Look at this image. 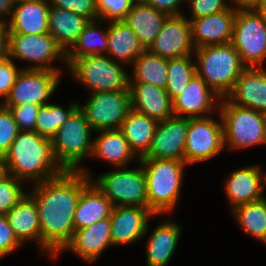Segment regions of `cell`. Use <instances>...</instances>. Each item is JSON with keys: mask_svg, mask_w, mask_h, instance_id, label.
Here are the masks:
<instances>
[{"mask_svg": "<svg viewBox=\"0 0 266 266\" xmlns=\"http://www.w3.org/2000/svg\"><path fill=\"white\" fill-rule=\"evenodd\" d=\"M87 169L64 171L33 185L29 195L38 208L41 251L56 259L75 232L74 212L82 190L91 182Z\"/></svg>", "mask_w": 266, "mask_h": 266, "instance_id": "6da1fadb", "label": "cell"}, {"mask_svg": "<svg viewBox=\"0 0 266 266\" xmlns=\"http://www.w3.org/2000/svg\"><path fill=\"white\" fill-rule=\"evenodd\" d=\"M4 158L8 175L23 182L41 183L65 171L54 156L52 140L35 131H19Z\"/></svg>", "mask_w": 266, "mask_h": 266, "instance_id": "7a4b0ae2", "label": "cell"}, {"mask_svg": "<svg viewBox=\"0 0 266 266\" xmlns=\"http://www.w3.org/2000/svg\"><path fill=\"white\" fill-rule=\"evenodd\" d=\"M146 178L148 208L157 216L171 212L179 200L185 161L140 158Z\"/></svg>", "mask_w": 266, "mask_h": 266, "instance_id": "3957f363", "label": "cell"}, {"mask_svg": "<svg viewBox=\"0 0 266 266\" xmlns=\"http://www.w3.org/2000/svg\"><path fill=\"white\" fill-rule=\"evenodd\" d=\"M194 54L196 74L221 98L231 92L247 68L232 43L196 48Z\"/></svg>", "mask_w": 266, "mask_h": 266, "instance_id": "277c9868", "label": "cell"}, {"mask_svg": "<svg viewBox=\"0 0 266 266\" xmlns=\"http://www.w3.org/2000/svg\"><path fill=\"white\" fill-rule=\"evenodd\" d=\"M223 125L224 146L246 149L266 144V114L221 98L218 112Z\"/></svg>", "mask_w": 266, "mask_h": 266, "instance_id": "5b68a950", "label": "cell"}, {"mask_svg": "<svg viewBox=\"0 0 266 266\" xmlns=\"http://www.w3.org/2000/svg\"><path fill=\"white\" fill-rule=\"evenodd\" d=\"M66 60L71 76L91 93L129 90L131 75L126 73L123 63L116 62L107 55Z\"/></svg>", "mask_w": 266, "mask_h": 266, "instance_id": "8992f818", "label": "cell"}, {"mask_svg": "<svg viewBox=\"0 0 266 266\" xmlns=\"http://www.w3.org/2000/svg\"><path fill=\"white\" fill-rule=\"evenodd\" d=\"M92 128L77 107L52 139L53 153L66 171H80L81 162L92 153Z\"/></svg>", "mask_w": 266, "mask_h": 266, "instance_id": "52a82bcc", "label": "cell"}, {"mask_svg": "<svg viewBox=\"0 0 266 266\" xmlns=\"http://www.w3.org/2000/svg\"><path fill=\"white\" fill-rule=\"evenodd\" d=\"M138 164L136 169L118 167L91 181L113 206L148 207L145 173L139 160Z\"/></svg>", "mask_w": 266, "mask_h": 266, "instance_id": "ba28073f", "label": "cell"}, {"mask_svg": "<svg viewBox=\"0 0 266 266\" xmlns=\"http://www.w3.org/2000/svg\"><path fill=\"white\" fill-rule=\"evenodd\" d=\"M231 43L246 67H262L266 59V16L237 10Z\"/></svg>", "mask_w": 266, "mask_h": 266, "instance_id": "9c48e42d", "label": "cell"}, {"mask_svg": "<svg viewBox=\"0 0 266 266\" xmlns=\"http://www.w3.org/2000/svg\"><path fill=\"white\" fill-rule=\"evenodd\" d=\"M8 57L33 62L24 69L50 70L62 73L52 63L61 60L67 66L66 52L49 34L9 33ZM35 63V64H34Z\"/></svg>", "mask_w": 266, "mask_h": 266, "instance_id": "30bf717a", "label": "cell"}, {"mask_svg": "<svg viewBox=\"0 0 266 266\" xmlns=\"http://www.w3.org/2000/svg\"><path fill=\"white\" fill-rule=\"evenodd\" d=\"M78 107L93 131L117 130L131 109L130 91L91 93L87 102Z\"/></svg>", "mask_w": 266, "mask_h": 266, "instance_id": "8fae6325", "label": "cell"}, {"mask_svg": "<svg viewBox=\"0 0 266 266\" xmlns=\"http://www.w3.org/2000/svg\"><path fill=\"white\" fill-rule=\"evenodd\" d=\"M222 121L212 117L188 118L184 161L188 164L203 162L224 150Z\"/></svg>", "mask_w": 266, "mask_h": 266, "instance_id": "7c38bea8", "label": "cell"}, {"mask_svg": "<svg viewBox=\"0 0 266 266\" xmlns=\"http://www.w3.org/2000/svg\"><path fill=\"white\" fill-rule=\"evenodd\" d=\"M62 73L50 70L22 69L3 106H19L32 103L48 104L49 98L58 88Z\"/></svg>", "mask_w": 266, "mask_h": 266, "instance_id": "4fadbf2b", "label": "cell"}, {"mask_svg": "<svg viewBox=\"0 0 266 266\" xmlns=\"http://www.w3.org/2000/svg\"><path fill=\"white\" fill-rule=\"evenodd\" d=\"M148 50L165 59L194 55L191 23L187 16H167Z\"/></svg>", "mask_w": 266, "mask_h": 266, "instance_id": "5bb4252c", "label": "cell"}, {"mask_svg": "<svg viewBox=\"0 0 266 266\" xmlns=\"http://www.w3.org/2000/svg\"><path fill=\"white\" fill-rule=\"evenodd\" d=\"M188 118L172 116L159 121L147 154L142 158L184 161Z\"/></svg>", "mask_w": 266, "mask_h": 266, "instance_id": "9a60e30c", "label": "cell"}, {"mask_svg": "<svg viewBox=\"0 0 266 266\" xmlns=\"http://www.w3.org/2000/svg\"><path fill=\"white\" fill-rule=\"evenodd\" d=\"M220 101L221 97L195 74L186 88L172 100L173 113L183 118L208 117L209 112L218 111Z\"/></svg>", "mask_w": 266, "mask_h": 266, "instance_id": "2e32d148", "label": "cell"}, {"mask_svg": "<svg viewBox=\"0 0 266 266\" xmlns=\"http://www.w3.org/2000/svg\"><path fill=\"white\" fill-rule=\"evenodd\" d=\"M151 216L155 214L148 207L114 206L110 215L113 247L132 244L144 238Z\"/></svg>", "mask_w": 266, "mask_h": 266, "instance_id": "e0dca14e", "label": "cell"}, {"mask_svg": "<svg viewBox=\"0 0 266 266\" xmlns=\"http://www.w3.org/2000/svg\"><path fill=\"white\" fill-rule=\"evenodd\" d=\"M260 165H251L231 172L225 182V193L232 210L240 205L265 198L266 174ZM264 174V175H263Z\"/></svg>", "mask_w": 266, "mask_h": 266, "instance_id": "ac0fdd59", "label": "cell"}, {"mask_svg": "<svg viewBox=\"0 0 266 266\" xmlns=\"http://www.w3.org/2000/svg\"><path fill=\"white\" fill-rule=\"evenodd\" d=\"M236 13L233 7H229L215 14L192 19L190 23L195 49L231 43Z\"/></svg>", "mask_w": 266, "mask_h": 266, "instance_id": "d6986e66", "label": "cell"}, {"mask_svg": "<svg viewBox=\"0 0 266 266\" xmlns=\"http://www.w3.org/2000/svg\"><path fill=\"white\" fill-rule=\"evenodd\" d=\"M110 218L99 220L91 226L75 230L71 240L62 249L70 250L86 262H95L103 251L111 248Z\"/></svg>", "mask_w": 266, "mask_h": 266, "instance_id": "ffe728a7", "label": "cell"}, {"mask_svg": "<svg viewBox=\"0 0 266 266\" xmlns=\"http://www.w3.org/2000/svg\"><path fill=\"white\" fill-rule=\"evenodd\" d=\"M225 98L230 103L266 114V71L262 67H247Z\"/></svg>", "mask_w": 266, "mask_h": 266, "instance_id": "44dd1931", "label": "cell"}, {"mask_svg": "<svg viewBox=\"0 0 266 266\" xmlns=\"http://www.w3.org/2000/svg\"><path fill=\"white\" fill-rule=\"evenodd\" d=\"M131 108L158 122L172 116V99L165 89L153 84L129 83Z\"/></svg>", "mask_w": 266, "mask_h": 266, "instance_id": "7402d4cb", "label": "cell"}, {"mask_svg": "<svg viewBox=\"0 0 266 266\" xmlns=\"http://www.w3.org/2000/svg\"><path fill=\"white\" fill-rule=\"evenodd\" d=\"M49 9V0L14 4L11 18L7 22L9 33L33 35L49 33Z\"/></svg>", "mask_w": 266, "mask_h": 266, "instance_id": "603a6c76", "label": "cell"}, {"mask_svg": "<svg viewBox=\"0 0 266 266\" xmlns=\"http://www.w3.org/2000/svg\"><path fill=\"white\" fill-rule=\"evenodd\" d=\"M107 38L106 55L123 65L132 64L146 50L135 32L122 20L110 21Z\"/></svg>", "mask_w": 266, "mask_h": 266, "instance_id": "cb8c5ba5", "label": "cell"}, {"mask_svg": "<svg viewBox=\"0 0 266 266\" xmlns=\"http://www.w3.org/2000/svg\"><path fill=\"white\" fill-rule=\"evenodd\" d=\"M17 240L24 244L36 241L41 248V230L38 208L35 200L27 193L7 214Z\"/></svg>", "mask_w": 266, "mask_h": 266, "instance_id": "d4e9b609", "label": "cell"}, {"mask_svg": "<svg viewBox=\"0 0 266 266\" xmlns=\"http://www.w3.org/2000/svg\"><path fill=\"white\" fill-rule=\"evenodd\" d=\"M150 234L147 243V266H167L175 253L181 235V226L165 220Z\"/></svg>", "mask_w": 266, "mask_h": 266, "instance_id": "484cf974", "label": "cell"}, {"mask_svg": "<svg viewBox=\"0 0 266 266\" xmlns=\"http://www.w3.org/2000/svg\"><path fill=\"white\" fill-rule=\"evenodd\" d=\"M111 201L91 181L81 192L74 212L75 230L91 226L93 223L110 218Z\"/></svg>", "mask_w": 266, "mask_h": 266, "instance_id": "4316f807", "label": "cell"}, {"mask_svg": "<svg viewBox=\"0 0 266 266\" xmlns=\"http://www.w3.org/2000/svg\"><path fill=\"white\" fill-rule=\"evenodd\" d=\"M166 18V14L157 11L147 2H134L122 21L135 32L143 47L148 49Z\"/></svg>", "mask_w": 266, "mask_h": 266, "instance_id": "83f0119b", "label": "cell"}, {"mask_svg": "<svg viewBox=\"0 0 266 266\" xmlns=\"http://www.w3.org/2000/svg\"><path fill=\"white\" fill-rule=\"evenodd\" d=\"M98 136L93 137L92 157H98L118 167H126L129 161L136 157L130 148L125 136L117 130L98 131Z\"/></svg>", "mask_w": 266, "mask_h": 266, "instance_id": "f1b7e54d", "label": "cell"}, {"mask_svg": "<svg viewBox=\"0 0 266 266\" xmlns=\"http://www.w3.org/2000/svg\"><path fill=\"white\" fill-rule=\"evenodd\" d=\"M89 22V19L75 14L73 11L50 5L48 14L49 34L65 52L73 46Z\"/></svg>", "mask_w": 266, "mask_h": 266, "instance_id": "f546056e", "label": "cell"}, {"mask_svg": "<svg viewBox=\"0 0 266 266\" xmlns=\"http://www.w3.org/2000/svg\"><path fill=\"white\" fill-rule=\"evenodd\" d=\"M158 121L134 109H130L120 131L125 136L130 148L135 153L137 161L144 157L155 134Z\"/></svg>", "mask_w": 266, "mask_h": 266, "instance_id": "4dcf8cb0", "label": "cell"}, {"mask_svg": "<svg viewBox=\"0 0 266 266\" xmlns=\"http://www.w3.org/2000/svg\"><path fill=\"white\" fill-rule=\"evenodd\" d=\"M133 74L129 83L153 84L166 89L168 77V59L151 53L146 49L134 62Z\"/></svg>", "mask_w": 266, "mask_h": 266, "instance_id": "1f68e13d", "label": "cell"}, {"mask_svg": "<svg viewBox=\"0 0 266 266\" xmlns=\"http://www.w3.org/2000/svg\"><path fill=\"white\" fill-rule=\"evenodd\" d=\"M101 23L102 20L97 19L87 24L84 30L79 34L77 41L66 52V59L107 54L108 26L105 30H100L98 26Z\"/></svg>", "mask_w": 266, "mask_h": 266, "instance_id": "d6a6232c", "label": "cell"}, {"mask_svg": "<svg viewBox=\"0 0 266 266\" xmlns=\"http://www.w3.org/2000/svg\"><path fill=\"white\" fill-rule=\"evenodd\" d=\"M238 224L246 234L266 243V197L240 205L232 210Z\"/></svg>", "mask_w": 266, "mask_h": 266, "instance_id": "836d02e7", "label": "cell"}, {"mask_svg": "<svg viewBox=\"0 0 266 266\" xmlns=\"http://www.w3.org/2000/svg\"><path fill=\"white\" fill-rule=\"evenodd\" d=\"M79 102H71L68 108L56 104L41 106L35 125V132L41 137L52 140L58 129L66 122L69 115L78 107Z\"/></svg>", "mask_w": 266, "mask_h": 266, "instance_id": "e575fe53", "label": "cell"}, {"mask_svg": "<svg viewBox=\"0 0 266 266\" xmlns=\"http://www.w3.org/2000/svg\"><path fill=\"white\" fill-rule=\"evenodd\" d=\"M192 56L168 59V77L165 90L172 100L186 88L196 74L195 61L192 60Z\"/></svg>", "mask_w": 266, "mask_h": 266, "instance_id": "d590c367", "label": "cell"}, {"mask_svg": "<svg viewBox=\"0 0 266 266\" xmlns=\"http://www.w3.org/2000/svg\"><path fill=\"white\" fill-rule=\"evenodd\" d=\"M22 180L6 176L0 181V214H7L26 194Z\"/></svg>", "mask_w": 266, "mask_h": 266, "instance_id": "8d00e7d4", "label": "cell"}, {"mask_svg": "<svg viewBox=\"0 0 266 266\" xmlns=\"http://www.w3.org/2000/svg\"><path fill=\"white\" fill-rule=\"evenodd\" d=\"M99 19L106 21H120L131 10L133 0H95Z\"/></svg>", "mask_w": 266, "mask_h": 266, "instance_id": "74e56055", "label": "cell"}, {"mask_svg": "<svg viewBox=\"0 0 266 266\" xmlns=\"http://www.w3.org/2000/svg\"><path fill=\"white\" fill-rule=\"evenodd\" d=\"M18 132L12 112L0 104V156L7 154Z\"/></svg>", "mask_w": 266, "mask_h": 266, "instance_id": "f35d334b", "label": "cell"}, {"mask_svg": "<svg viewBox=\"0 0 266 266\" xmlns=\"http://www.w3.org/2000/svg\"><path fill=\"white\" fill-rule=\"evenodd\" d=\"M12 112L19 131H34L40 105L27 103L19 106H4Z\"/></svg>", "mask_w": 266, "mask_h": 266, "instance_id": "ab89813d", "label": "cell"}, {"mask_svg": "<svg viewBox=\"0 0 266 266\" xmlns=\"http://www.w3.org/2000/svg\"><path fill=\"white\" fill-rule=\"evenodd\" d=\"M50 5L60 9L73 11L90 21L99 19L95 0H49Z\"/></svg>", "mask_w": 266, "mask_h": 266, "instance_id": "60d3db41", "label": "cell"}, {"mask_svg": "<svg viewBox=\"0 0 266 266\" xmlns=\"http://www.w3.org/2000/svg\"><path fill=\"white\" fill-rule=\"evenodd\" d=\"M189 9L191 10L189 21L197 19L210 14H215L231 7L226 0H187Z\"/></svg>", "mask_w": 266, "mask_h": 266, "instance_id": "b9f144b4", "label": "cell"}, {"mask_svg": "<svg viewBox=\"0 0 266 266\" xmlns=\"http://www.w3.org/2000/svg\"><path fill=\"white\" fill-rule=\"evenodd\" d=\"M22 69L23 68H17L16 64L9 57L0 61V97L2 98L0 104L3 103L9 95Z\"/></svg>", "mask_w": 266, "mask_h": 266, "instance_id": "7bdbcfd3", "label": "cell"}, {"mask_svg": "<svg viewBox=\"0 0 266 266\" xmlns=\"http://www.w3.org/2000/svg\"><path fill=\"white\" fill-rule=\"evenodd\" d=\"M22 244L17 240L6 214H0V259L14 252Z\"/></svg>", "mask_w": 266, "mask_h": 266, "instance_id": "ee69618b", "label": "cell"}, {"mask_svg": "<svg viewBox=\"0 0 266 266\" xmlns=\"http://www.w3.org/2000/svg\"><path fill=\"white\" fill-rule=\"evenodd\" d=\"M183 1L187 2V0H149L147 3L167 16H176L184 14L179 10Z\"/></svg>", "mask_w": 266, "mask_h": 266, "instance_id": "f6af8a7d", "label": "cell"}, {"mask_svg": "<svg viewBox=\"0 0 266 266\" xmlns=\"http://www.w3.org/2000/svg\"><path fill=\"white\" fill-rule=\"evenodd\" d=\"M9 31L7 23L0 22V61L8 57Z\"/></svg>", "mask_w": 266, "mask_h": 266, "instance_id": "bcb514c9", "label": "cell"}, {"mask_svg": "<svg viewBox=\"0 0 266 266\" xmlns=\"http://www.w3.org/2000/svg\"><path fill=\"white\" fill-rule=\"evenodd\" d=\"M230 1L232 2V4L234 3L233 5L235 7L233 8L236 11L237 10H255L261 2V0H230Z\"/></svg>", "mask_w": 266, "mask_h": 266, "instance_id": "7dc6e473", "label": "cell"}, {"mask_svg": "<svg viewBox=\"0 0 266 266\" xmlns=\"http://www.w3.org/2000/svg\"><path fill=\"white\" fill-rule=\"evenodd\" d=\"M13 7V0H0V22H8V20H5V18L6 15L9 16V19L11 18Z\"/></svg>", "mask_w": 266, "mask_h": 266, "instance_id": "c3c4849f", "label": "cell"}, {"mask_svg": "<svg viewBox=\"0 0 266 266\" xmlns=\"http://www.w3.org/2000/svg\"><path fill=\"white\" fill-rule=\"evenodd\" d=\"M6 176H8V170L5 158L3 156H0V181L3 180Z\"/></svg>", "mask_w": 266, "mask_h": 266, "instance_id": "681fc988", "label": "cell"}, {"mask_svg": "<svg viewBox=\"0 0 266 266\" xmlns=\"http://www.w3.org/2000/svg\"><path fill=\"white\" fill-rule=\"evenodd\" d=\"M255 11L266 16V0H261Z\"/></svg>", "mask_w": 266, "mask_h": 266, "instance_id": "f907efd6", "label": "cell"}, {"mask_svg": "<svg viewBox=\"0 0 266 266\" xmlns=\"http://www.w3.org/2000/svg\"><path fill=\"white\" fill-rule=\"evenodd\" d=\"M30 1H36V0H13L14 4H20V3H24V2H30Z\"/></svg>", "mask_w": 266, "mask_h": 266, "instance_id": "816d5d0a", "label": "cell"}, {"mask_svg": "<svg viewBox=\"0 0 266 266\" xmlns=\"http://www.w3.org/2000/svg\"><path fill=\"white\" fill-rule=\"evenodd\" d=\"M149 0H133V2H148Z\"/></svg>", "mask_w": 266, "mask_h": 266, "instance_id": "f5cc1de1", "label": "cell"}]
</instances>
